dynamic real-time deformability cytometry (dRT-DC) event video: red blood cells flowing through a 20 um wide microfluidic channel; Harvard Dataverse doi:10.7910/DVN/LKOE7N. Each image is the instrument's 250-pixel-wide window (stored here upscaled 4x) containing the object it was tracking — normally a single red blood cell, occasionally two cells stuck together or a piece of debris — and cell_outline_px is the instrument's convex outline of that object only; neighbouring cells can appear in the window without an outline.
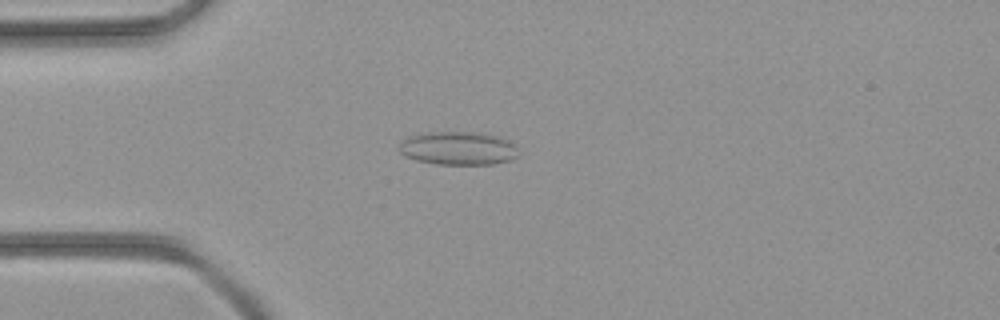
{"species": "common noctule bat (a hibernating species)", "species_latin": "Nyctalus noctula", "temperature_condition": "room temperature", "stored_images_in_passage": 36, "camera_frame_rate_fps": 3000, "um_per_image_px": 0.085, "animal": {"sex": "female", "body_mass_g": 21.9}, "frame": {"image": 1, "passage_image": 5, "time_ms": 1.333, "image_size_px": [1000, 320], "cell_outline_px": [[516, 156], [512, 160], [492, 164], [436, 164], [416, 160], [404, 156], [400, 152], [400, 144], [408, 136], [428, 132], [476, 132], [496, 136], [508, 140], [516, 148]], "centroid_in_image_um": [38.92, 12.61], "position_along_channel_um": 46.1, "area_um2": 23.0}}
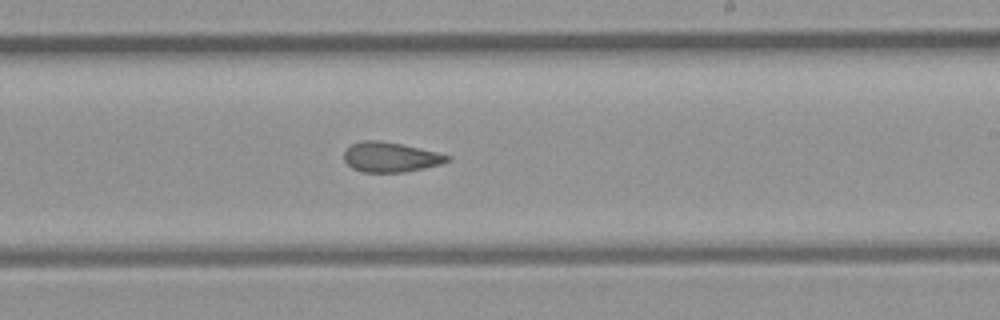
{"frame": {"image": 2, "passage_image": 19, "time_ms": 6.0, "image_size_px": [1000, 320], "cell_outline_px": [[452, 160], [440, 164], [424, 168], [404, 172], [364, 172], [352, 168], [344, 160], [344, 152], [352, 144], [364, 140], [380, 140], [404, 144], [452, 156]], "centroid_in_image_um": [33.22, 13.35], "position_along_channel_um": 255.8, "area_um2": 18.03}}
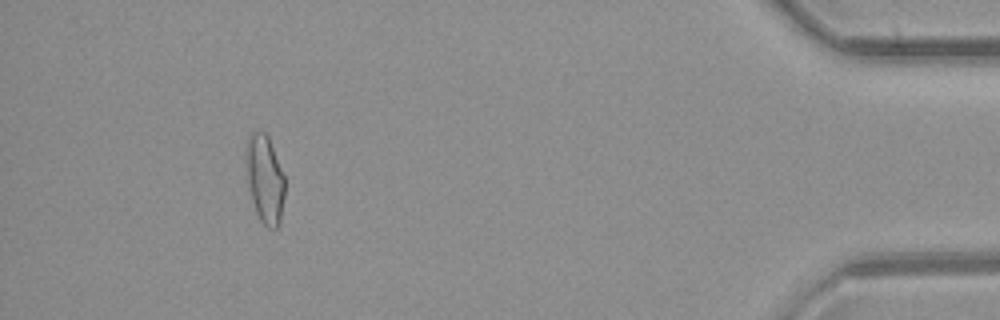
{"frame": {"image": 3, "passage_image": 33, "time_ms": 10.667, "image_size_px": [1000, 320], "cell_outline_px": [[284, 196], [280, 224], [276, 228], [268, 228], [260, 220], [256, 212], [248, 184], [244, 156], [244, 152], [248, 136], [256, 128], [264, 132], [268, 136], [284, 176]], "centroid_in_image_um": [22.49, 15.17], "position_along_channel_um": 412.7, "area_um2": 20.11}}